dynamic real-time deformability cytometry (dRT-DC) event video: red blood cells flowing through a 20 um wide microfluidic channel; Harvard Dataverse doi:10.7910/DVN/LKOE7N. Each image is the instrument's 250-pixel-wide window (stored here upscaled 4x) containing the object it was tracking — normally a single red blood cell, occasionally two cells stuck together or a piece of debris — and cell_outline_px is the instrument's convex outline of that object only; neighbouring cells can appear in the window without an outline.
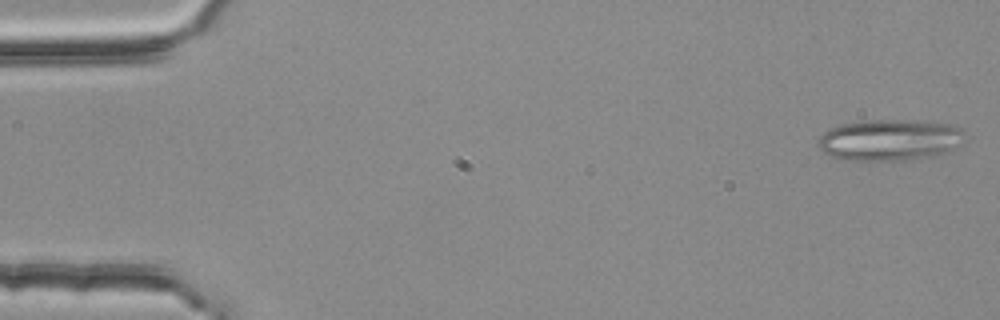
{"species": "common noctule bat (a hibernating species)", "species_latin": "Nyctalus noctula", "temperature_condition": "room temperature", "stored_images_in_passage": 54, "segment_of_instrument_passage": [1, 2], "camera_frame_rate_fps": 3000, "um_per_image_px": 0.085, "animal": {"sex": "female", "body_mass_g": 25.1}, "frame": {"image": 1, "passage_image": 1, "time_ms": 0.0, "image_size_px": [1000, 320], "cell_outline_px": [[964, 144], [956, 148], [944, 152], [904, 160], [844, 160], [832, 156], [824, 152], [816, 144], [816, 140], [824, 132], [840, 124], [872, 120], [924, 120], [952, 124], [964, 128]], "centroid_in_image_um": [75.66, 11.87], "position_along_channel_um": 9.3, "area_um2": 35.49}}